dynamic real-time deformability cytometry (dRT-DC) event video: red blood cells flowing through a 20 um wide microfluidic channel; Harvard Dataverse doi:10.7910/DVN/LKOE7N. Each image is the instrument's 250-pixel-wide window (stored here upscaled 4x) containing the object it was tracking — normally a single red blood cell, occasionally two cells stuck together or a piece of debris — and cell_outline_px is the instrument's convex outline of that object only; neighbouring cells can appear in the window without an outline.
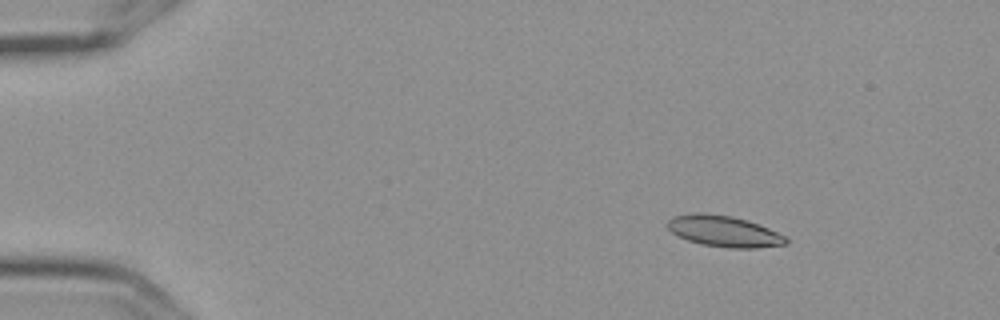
{"species": "Egyptian fruit bat (a non-hibernating species)", "species_latin": "Rousettus aegyptiacus", "temperature_condition": "cold", "stored_images_in_passage": 6, "camera_frame_rate_fps": 3000, "um_per_image_px": 0.085, "frame": {"image": 1, "passage_image": 3, "time_ms": 0.667, "image_size_px": [1000, 320], "cell_outline_px": [[788, 244], [756, 248], [728, 248], [700, 244], [676, 236], [668, 228], [668, 220], [672, 216], [696, 212], [700, 212], [732, 216], [748, 220], [788, 236]], "centroid_in_image_um": [61.55, 19.66], "position_along_channel_um": 23.5, "area_um2": 21.73}}
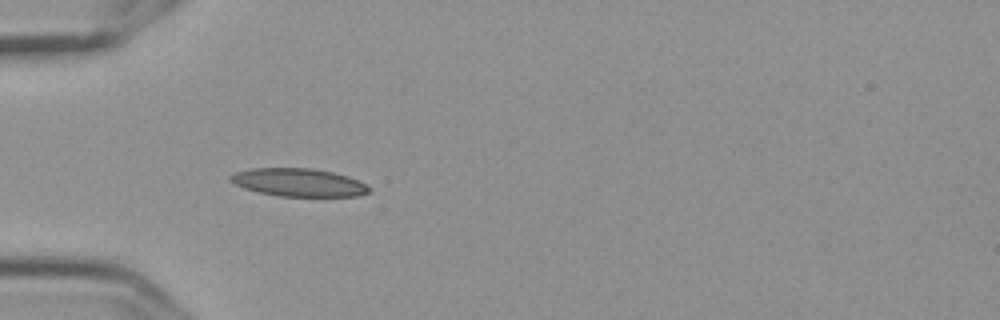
{"frame": {"image": 2, "passage_image": 5, "time_ms": 1.333, "image_size_px": [1000, 320], "cell_outline_px": [[372, 188], [368, 192], [356, 196], [276, 196], [244, 188], [228, 180], [228, 176], [236, 172], [252, 168], [312, 168], [332, 172], [348, 176]], "centroid_in_image_um": [25.35, 15.5], "position_along_channel_um": 59.6, "area_um2": 22.48}}